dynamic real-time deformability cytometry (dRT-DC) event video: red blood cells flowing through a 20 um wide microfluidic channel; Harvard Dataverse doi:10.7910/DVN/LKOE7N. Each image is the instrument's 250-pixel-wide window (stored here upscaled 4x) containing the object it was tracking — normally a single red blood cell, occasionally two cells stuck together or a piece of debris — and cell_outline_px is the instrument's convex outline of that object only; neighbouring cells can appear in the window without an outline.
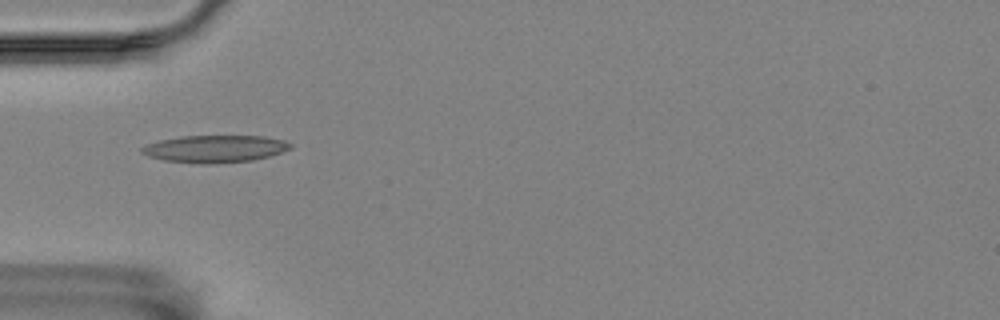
{"species": "Egyptian fruit bat (a non-hibernating species)", "species_latin": "Rousettus aegyptiacus", "temperature_condition": "room temperature", "stored_images_in_passage": 57, "camera_frame_rate_fps": 3000, "um_per_image_px": 0.085, "animal": {"sex": "female"}, "frame": {"image": 1, "passage_image": 18, "time_ms": 5.667, "image_size_px": [1000, 320], "cell_outline_px": [[292, 148], [268, 156], [252, 160], [208, 164], [200, 164], [164, 160], [148, 156], [140, 152], [140, 148], [148, 144], [160, 140], [180, 136], [264, 136], [284, 140], [292, 144]], "centroid_in_image_um": [18.25, 12.64], "position_along_channel_um": 66.7, "area_um2": 23.52}}
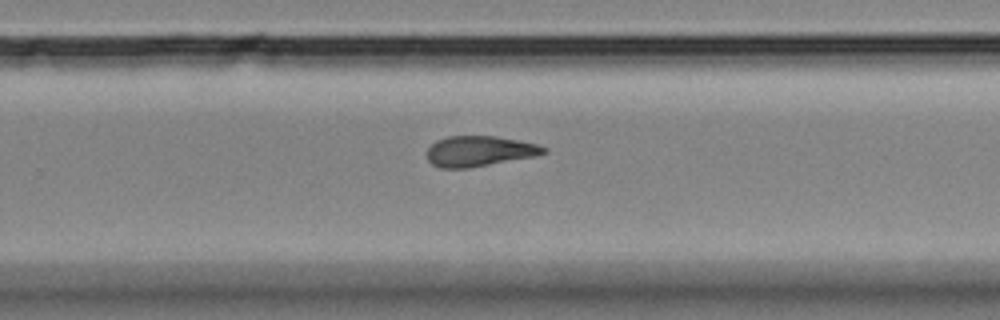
{"frame": {"image": 2, "passage_image": 37, "time_ms": 12.0, "image_size_px": [1000, 320], "cell_outline_px": [[548, 152], [536, 156], [468, 168], [440, 168], [432, 164], [428, 160], [428, 148], [436, 140], [448, 136], [496, 136], [520, 140], [536, 144], [548, 148]], "centroid_in_image_um": [40.77, 12.84], "position_along_channel_um": 289.0, "area_um2": 20.75}}
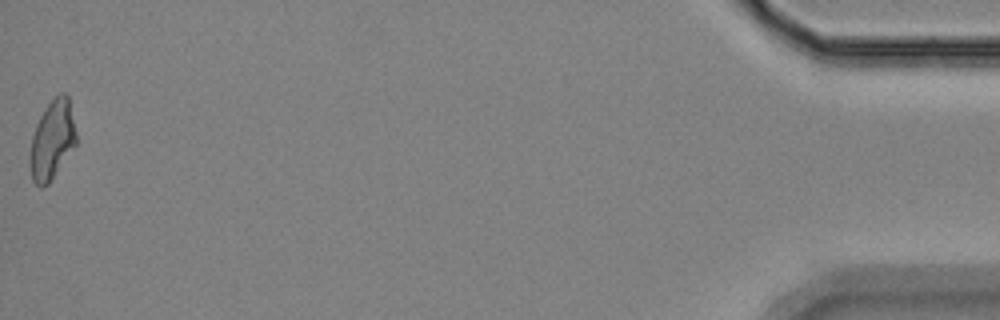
{"frame": {"image": 3, "passage_image": 57, "time_ms": 18.667, "image_size_px": [1000, 320], "cell_outline_px": [[76, 144], [48, 184], [40, 188], [32, 180], [28, 160], [32, 136], [36, 124], [44, 108], [60, 92], [64, 92], [68, 96], [76, 132]], "centroid_in_image_um": [4.41, 11.91], "position_along_channel_um": 430.8, "area_um2": 21.21}, "authors_computed_cell_mechanics": {"area_um2": 21.3282, "velocity_mm_per_s": 3.5151, "shape_relaxation_time_tau1_ms": null, "shape_relaxation_time_tau2_ms": 6.4117, "deformation_change_tau1": null, "deformation_change_tau2": 0.166}}